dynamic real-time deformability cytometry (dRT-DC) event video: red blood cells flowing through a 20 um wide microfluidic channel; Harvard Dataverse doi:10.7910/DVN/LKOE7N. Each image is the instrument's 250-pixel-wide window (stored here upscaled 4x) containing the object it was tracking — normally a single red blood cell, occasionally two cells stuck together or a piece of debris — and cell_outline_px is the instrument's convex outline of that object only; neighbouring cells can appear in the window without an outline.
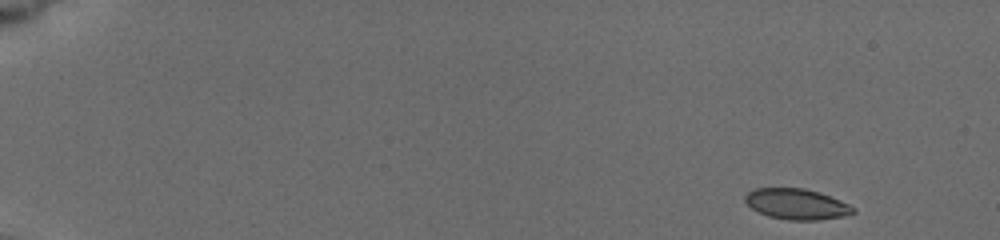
{"species": "common noctule bat (a hibernating species)", "species_latin": "Nyctalus noctula", "temperature_condition": "cold", "stored_images_in_passage": 82, "camera_frame_rate_fps": 3000, "um_per_image_px": 0.085, "animal": {"sex": "female", "body_mass_g": 19.5, "forearm_length_mm": 54.1}, "frame": {"image": 1, "passage_image": 1, "time_ms": 0.0, "image_size_px": [1000, 240], "cell_outline_px": [[856, 212], [840, 216], [816, 220], [788, 220], [768, 216], [752, 208], [744, 200], [744, 196], [748, 192], [756, 188], [804, 188], [820, 192], [840, 200], [856, 208]], "centroid_in_image_um": [67.71, 17.34], "position_along_channel_um": 17.3, "area_um2": 19.19}}
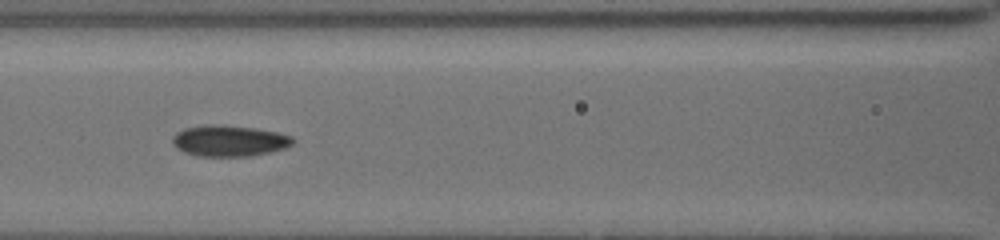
{"frame": {"image": 2, "passage_image": 47, "time_ms": 7.333, "image_size_px": [1000, 240], "cell_outline_px": [[296, 140], [292, 144], [284, 148], [272, 152], [252, 156], [196, 156], [184, 152], [176, 148], [172, 144], [172, 136], [176, 132], [184, 128], [204, 124], [224, 124], [256, 128], [276, 132], [292, 136]], "centroid_in_image_um": [19.46, 11.96], "position_along_channel_um": 147.1, "area_um2": 22.25}}
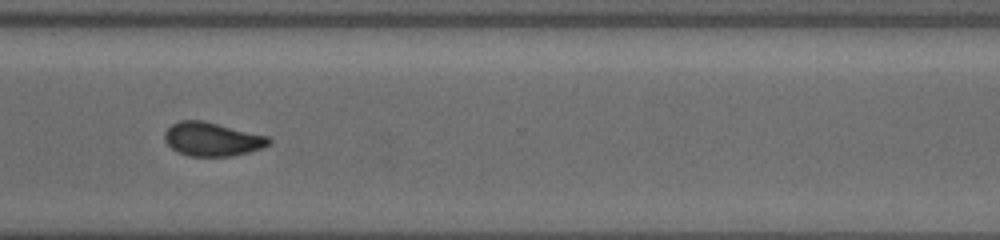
{"frame": {"image": 3, "passage_image": 81, "time_ms": 12.667, "image_size_px": [1000, 240], "cell_outline_px": [[272, 140], [268, 144], [260, 148], [248, 152], [232, 156], [192, 156], [180, 152], [172, 148], [164, 140], [164, 132], [172, 124], [180, 120], [204, 120], [268, 136]], "centroid_in_image_um": [18.02, 11.81], "position_along_channel_um": 352.6, "area_um2": 20.35}}